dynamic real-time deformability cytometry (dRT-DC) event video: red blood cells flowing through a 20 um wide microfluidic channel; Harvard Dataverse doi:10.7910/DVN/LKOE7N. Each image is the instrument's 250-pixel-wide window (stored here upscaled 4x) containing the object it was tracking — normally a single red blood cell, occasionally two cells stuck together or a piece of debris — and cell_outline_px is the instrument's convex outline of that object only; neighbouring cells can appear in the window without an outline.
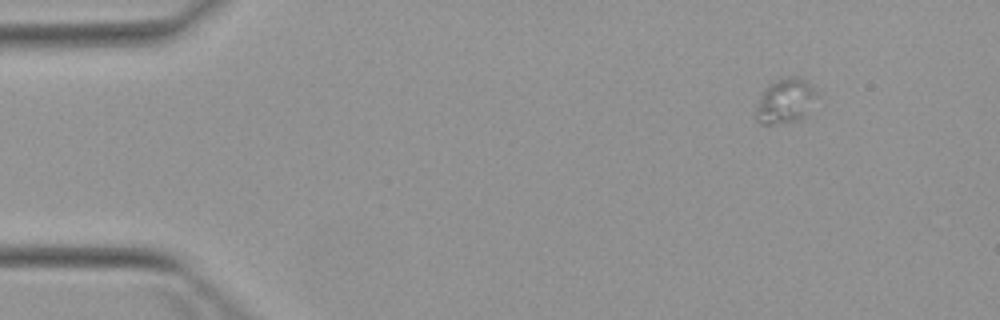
{"species": "Egyptian fruit bat (a non-hibernating species)", "species_latin": "Rousettus aegyptiacus", "temperature_condition": "warm", "stored_images_in_passage": 5, "camera_frame_rate_fps": 3000, "um_per_image_px": 0.085, "animal": {"sex": "female"}, "frame": {"image": 1, "passage_image": 1, "time_ms": 0.0, "image_size_px": [1000, 320], "cell_outline_px": [[816, 96], [804, 120], [780, 124], [760, 124], [756, 120], [756, 108], [760, 96], [764, 88], [768, 84], [776, 80], [788, 76], [800, 76], [812, 84], [816, 92]], "centroid_in_image_um": [66.76, 8.59], "position_along_channel_um": 18.2, "area_um2": 16.3}}
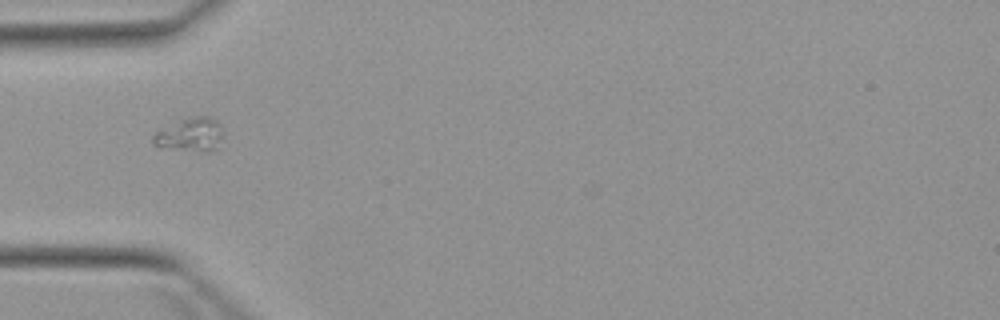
{"frame": {"image": 2, "passage_image": 4, "time_ms": 3.667, "image_size_px": [1000, 320], "cell_outline_px": [[224, 136], [216, 148], [160, 148], [152, 144], [152, 136], [156, 132], [180, 120], [196, 116], [208, 116], [216, 120], [220, 124]], "centroid_in_image_um": [16.16, 11.39], "position_along_channel_um": 68.8, "area_um2": 13.01}}